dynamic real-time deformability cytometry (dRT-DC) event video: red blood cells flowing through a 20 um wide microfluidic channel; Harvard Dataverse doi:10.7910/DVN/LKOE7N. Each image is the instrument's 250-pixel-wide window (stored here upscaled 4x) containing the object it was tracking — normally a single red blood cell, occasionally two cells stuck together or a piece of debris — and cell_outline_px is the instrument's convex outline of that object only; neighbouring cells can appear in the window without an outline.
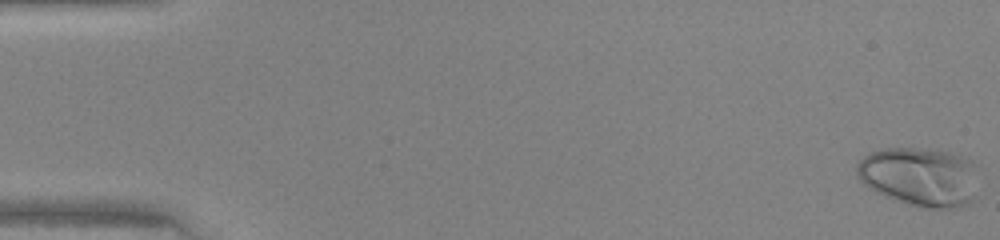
{"species": "human", "species_latin": "Homo sapiens", "temperature_condition": "warm", "stored_images_in_passage": 48, "camera_frame_rate_fps": 3000, "um_per_image_px": 0.085, "donor": {"sex": "female"}, "frame": {"image": 1, "passage_image": 1, "time_ms": 0.0, "image_size_px": [1000, 240], "cell_outline_px": [[976, 164], [972, 200], [968, 204], [956, 208], [920, 208], [884, 196], [868, 188], [856, 176], [856, 164], [864, 156], [872, 152], [888, 148], [928, 148], [948, 152], [972, 160]], "centroid_in_image_um": [78.14, 15.02], "position_along_channel_um": 6.9, "area_um2": 41.91}}
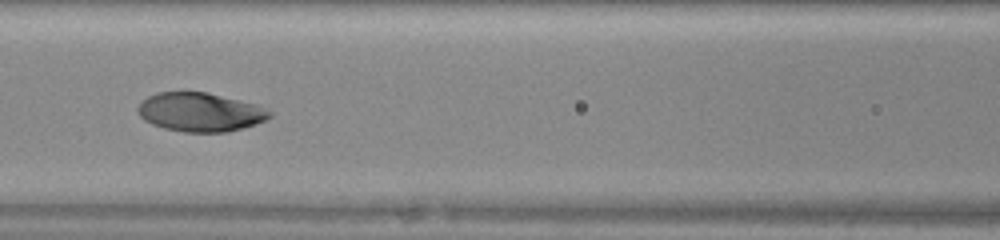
{"frame": {"image": 2, "passage_image": 22, "time_ms": 7.0, "image_size_px": [1000, 240], "cell_outline_px": [[272, 116], [256, 124], [244, 128], [228, 132], [184, 132], [164, 128], [152, 124], [144, 120], [136, 112], [136, 108], [140, 100], [156, 92], [184, 88], [208, 92], [256, 104], [272, 112]], "centroid_in_image_um": [16.94, 9.48], "position_along_channel_um": 149.7, "area_um2": 30.87}}
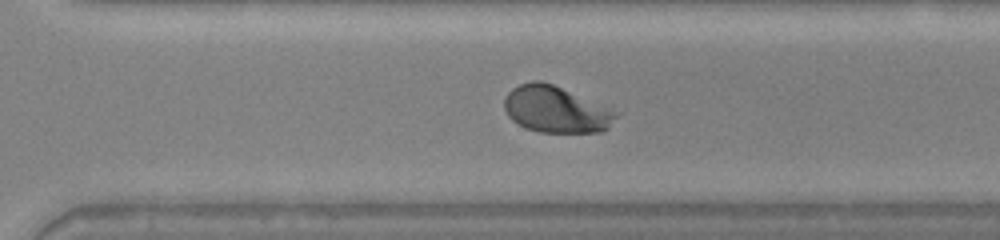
{"frame": {"image": 3, "passage_image": 34, "time_ms": 11.0, "image_size_px": [1000, 240], "cell_outline_px": [[620, 112], [608, 128], [604, 132], [540, 132], [528, 128], [512, 120], [508, 116], [504, 108], [504, 100], [508, 92], [512, 88], [520, 84], [532, 80], [540, 80], [552, 84]], "centroid_in_image_um": [47.25, 9.3], "position_along_channel_um": 323.3, "area_um2": 30.11}}